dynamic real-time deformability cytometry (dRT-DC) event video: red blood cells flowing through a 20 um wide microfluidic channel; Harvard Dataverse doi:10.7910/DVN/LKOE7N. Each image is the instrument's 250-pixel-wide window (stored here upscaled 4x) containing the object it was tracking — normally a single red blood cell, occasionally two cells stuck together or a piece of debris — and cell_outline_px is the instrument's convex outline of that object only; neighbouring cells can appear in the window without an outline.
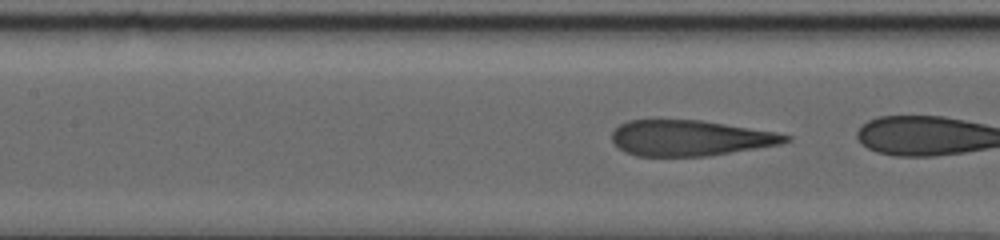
{"species": "human", "species_latin": "Homo sapiens", "temperature_condition": "warm", "stored_images_in_passage": 67, "camera_frame_rate_fps": 3000, "um_per_image_px": 0.085, "donor": {"sex": "female"}, "frame": {"image": 1, "passage_image": 66, "time_ms": 21.667, "image_size_px": [1000, 240], "cell_outline_px": [[792, 140], [780, 144], [708, 156], [636, 156], [624, 152], [612, 140], [612, 132], [620, 124], [628, 120], [700, 120], [776, 132], [792, 136]], "centroid_in_image_um": [58.66, 11.73], "position_along_channel_um": 148.7, "area_um2": 35.95}}